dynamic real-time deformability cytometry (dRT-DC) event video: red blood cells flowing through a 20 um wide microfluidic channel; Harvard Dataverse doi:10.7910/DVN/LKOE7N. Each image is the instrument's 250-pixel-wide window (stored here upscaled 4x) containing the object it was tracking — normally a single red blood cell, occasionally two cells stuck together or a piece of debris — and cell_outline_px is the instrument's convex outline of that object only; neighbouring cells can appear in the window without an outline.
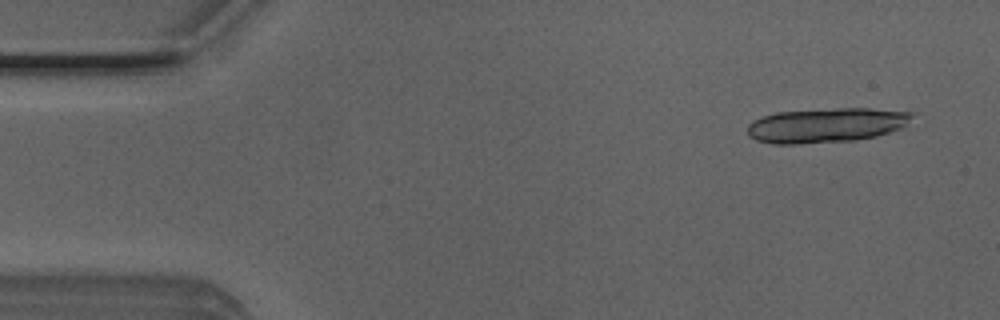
{"species": "Egyptian fruit bat (a non-hibernating species)", "species_latin": "Rousettus aegyptiacus", "temperature_condition": "room temperature", "stored_images_in_passage": 16, "camera_frame_rate_fps": 3000, "um_per_image_px": 0.085, "animal": {"sex": "male"}, "frame": {"image": 1, "passage_image": 3, "time_ms": 0.667, "image_size_px": [1000, 320], "cell_outline_px": [[916, 112], [900, 128], [876, 136], [856, 140], [796, 144], [772, 144], [756, 140], [748, 136], [748, 124], [752, 120], [776, 112], [836, 108], [868, 108]], "centroid_in_image_um": [70.19, 10.64], "position_along_channel_um": 14.8, "area_um2": 33.18}}